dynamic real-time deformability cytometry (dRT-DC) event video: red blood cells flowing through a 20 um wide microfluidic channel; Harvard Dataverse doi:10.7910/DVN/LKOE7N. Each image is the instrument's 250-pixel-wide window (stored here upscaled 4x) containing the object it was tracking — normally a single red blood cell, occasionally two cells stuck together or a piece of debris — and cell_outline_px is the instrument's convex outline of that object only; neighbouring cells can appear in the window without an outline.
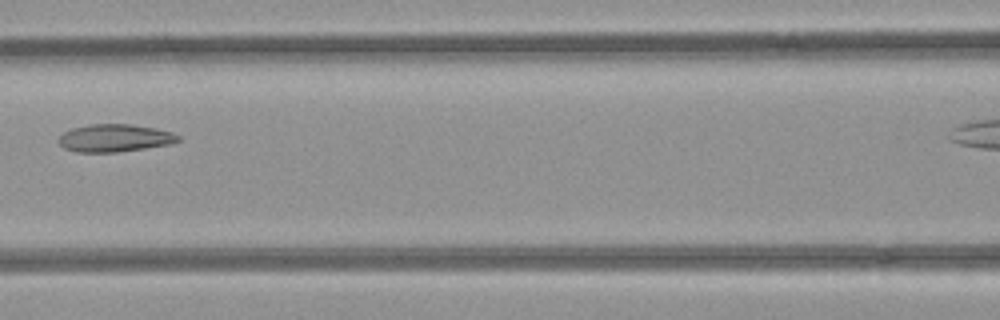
{"species": "common noctule bat (a hibernating species)", "species_latin": "Nyctalus noctula", "temperature_condition": "room temperature", "stored_images_in_passage": 9, "segment_of_instrument_passage": [1, 2], "camera_frame_rate_fps": 3000, "um_per_image_px": 0.085, "animal": {"sex": "female", "body_mass_g": 21.9}, "frame": {"image": 1, "passage_image": 8, "time_ms": 2.333, "image_size_px": [1000, 320], "cell_outline_px": [[180, 140], [168, 144], [144, 148], [116, 152], [76, 152], [64, 148], [56, 140], [64, 132], [72, 128], [88, 124], [132, 124], [156, 128], [172, 132], [180, 136]], "centroid_in_image_um": [9.72, 11.72], "position_along_channel_um": 156.9, "area_um2": 19.25}}